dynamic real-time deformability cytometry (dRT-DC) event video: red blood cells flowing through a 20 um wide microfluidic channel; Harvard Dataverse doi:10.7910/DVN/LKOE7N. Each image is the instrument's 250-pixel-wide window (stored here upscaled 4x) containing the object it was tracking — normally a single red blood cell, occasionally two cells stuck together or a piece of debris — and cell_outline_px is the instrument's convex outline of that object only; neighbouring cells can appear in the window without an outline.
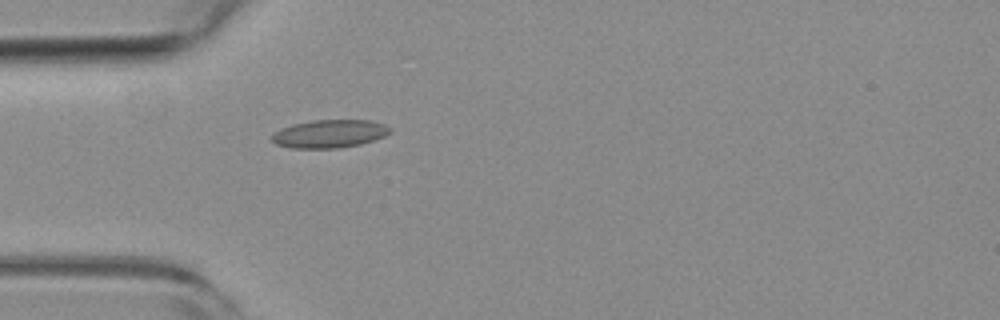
{"species": "common noctule bat (a hibernating species)", "species_latin": "Nyctalus noctula", "temperature_condition": "room temperature", "stored_images_in_passage": 39, "camera_frame_rate_fps": 3000, "um_per_image_px": 0.085, "animal": {"sex": "female", "body_mass_g": 19.3, "forearm_length_mm": 54.1}, "frame": {"image": 1, "passage_image": 1, "time_ms": 0.0, "image_size_px": [1000, 320], "cell_outline_px": [[392, 132], [384, 136], [360, 144], [336, 148], [292, 148], [276, 144], [272, 140], [272, 136], [280, 128], [292, 124], [312, 120], [372, 120], [384, 124], [392, 128]], "centroid_in_image_um": [28.03, 11.36], "position_along_channel_um": 57.0, "area_um2": 19.31}}
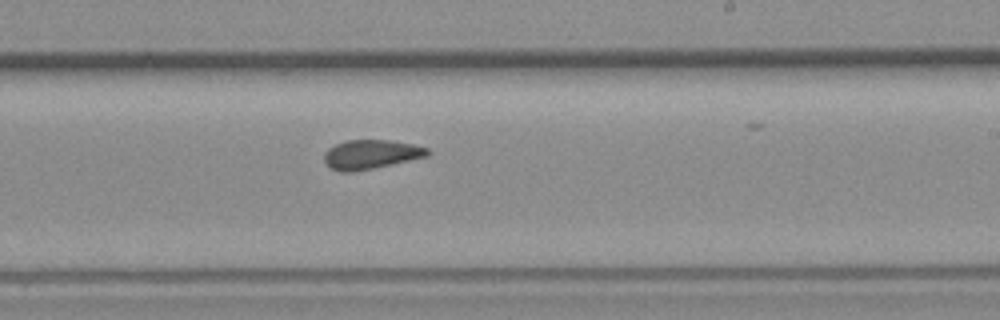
{"frame": {"image": 2, "passage_image": 17, "time_ms": 5.333, "image_size_px": [1000, 320], "cell_outline_px": [[432, 152], [428, 156], [372, 168], [352, 172], [340, 172], [332, 168], [324, 160], [324, 152], [328, 148], [336, 144], [348, 140], [392, 140], [412, 144], [428, 148]], "centroid_in_image_um": [31.54, 13.11], "position_along_channel_um": 257.5, "area_um2": 17.46}}
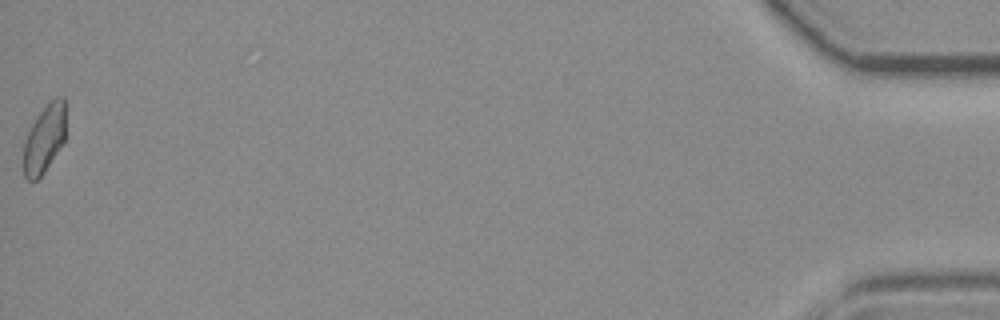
{"frame": {"image": 3, "passage_image": 39, "time_ms": 12.667, "image_size_px": [1000, 320], "cell_outline_px": [[64, 140], [44, 172], [36, 180], [28, 180], [24, 176], [24, 140], [36, 116], [56, 96], [64, 96]], "centroid_in_image_um": [3.75, 11.79], "position_along_channel_um": 431.4, "area_um2": 16.3}, "authors_computed_cell_mechanics": {"area_um2": 17.5712, "velocity_mm_per_s": 3.8327, "shape_relaxation_time_tau1_ms": 10.5288, "shape_relaxation_time_tau2_ms": 2.3024, "deformation_change_tau1": 0.1848, "deformation_change_tau2": 0.0965}}